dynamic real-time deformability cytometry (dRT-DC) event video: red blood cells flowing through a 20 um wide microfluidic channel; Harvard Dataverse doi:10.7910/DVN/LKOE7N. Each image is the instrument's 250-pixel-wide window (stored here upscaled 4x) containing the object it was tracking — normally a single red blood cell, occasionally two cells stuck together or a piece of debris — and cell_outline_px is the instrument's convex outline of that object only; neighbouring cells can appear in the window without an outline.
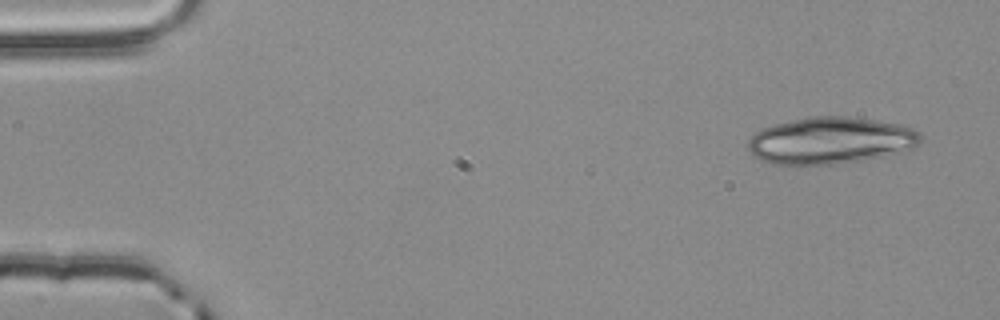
{"species": "common noctule bat (a hibernating species)", "species_latin": "Nyctalus noctula", "temperature_condition": "room temperature", "stored_images_in_passage": 3, "segment_of_instrument_passage": [2, 2], "camera_frame_rate_fps": 3000, "um_per_image_px": 0.085, "animal": {"sex": "male", "body_mass_g": 20.4}, "frame": {"image": 1, "passage_image": 3, "time_ms": 0.667, "image_size_px": [1000, 320], "cell_outline_px": [[924, 140], [920, 144], [912, 148], [900, 152], [860, 160], [832, 164], [772, 164], [752, 156], [748, 152], [748, 140], [760, 128], [808, 116], [848, 116], [900, 124], [912, 128], [920, 132], [924, 136]], "centroid_in_image_um": [70.6, 11.93], "position_along_channel_um": 14.4, "area_um2": 47.22}}